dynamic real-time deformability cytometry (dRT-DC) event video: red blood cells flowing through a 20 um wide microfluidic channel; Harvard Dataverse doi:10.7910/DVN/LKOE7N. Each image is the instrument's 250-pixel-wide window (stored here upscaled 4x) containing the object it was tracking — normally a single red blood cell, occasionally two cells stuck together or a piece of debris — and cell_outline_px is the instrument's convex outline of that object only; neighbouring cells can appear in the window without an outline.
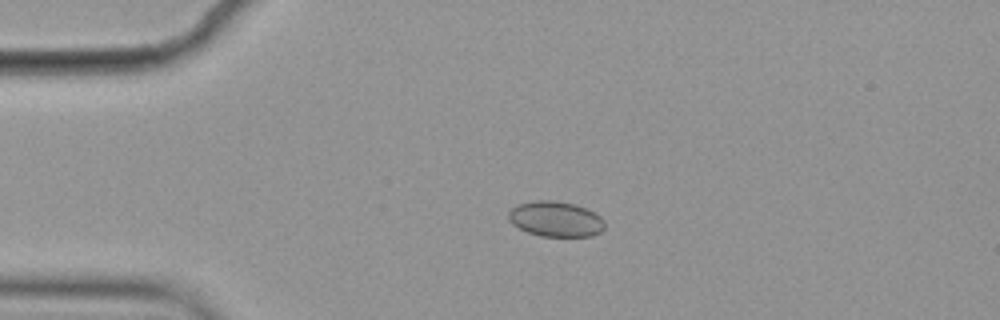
{"species": "common noctule bat (a hibernating species)", "species_latin": "Nyctalus noctula", "temperature_condition": "cold", "stored_images_in_passage": 5, "camera_frame_rate_fps": 3000, "um_per_image_px": 0.085, "animal": {"sex": "female", "body_mass_g": 19.9}, "frame": {"image": 1, "passage_image": 4, "time_ms": 1.0, "image_size_px": [1000, 320], "cell_outline_px": [[604, 228], [600, 232], [592, 236], [540, 236], [528, 232], [512, 224], [508, 220], [508, 212], [516, 204], [536, 200], [556, 200], [576, 204], [600, 216], [604, 220]], "centroid_in_image_um": [47.21, 18.61], "position_along_channel_um": 37.8, "area_um2": 19.88}}